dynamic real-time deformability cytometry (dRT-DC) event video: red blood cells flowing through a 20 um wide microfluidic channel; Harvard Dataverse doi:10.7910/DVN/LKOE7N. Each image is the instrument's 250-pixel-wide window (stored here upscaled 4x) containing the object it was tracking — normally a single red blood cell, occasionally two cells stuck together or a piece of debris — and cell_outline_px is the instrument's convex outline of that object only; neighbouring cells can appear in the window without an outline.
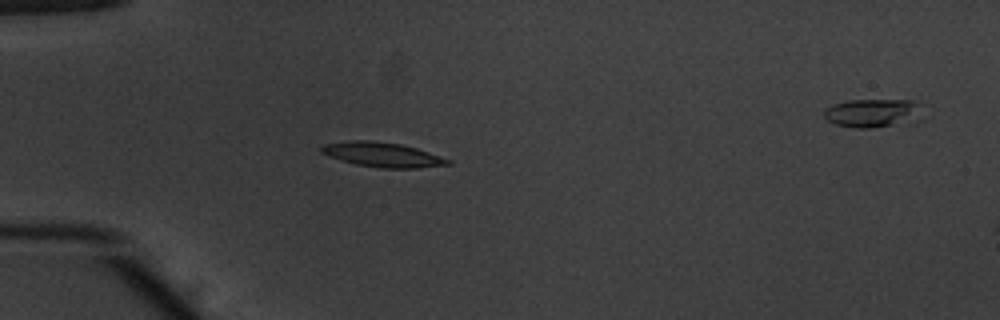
{"species": "common noctule bat (a hibernating species)", "species_latin": "Nyctalus noctula", "temperature_condition": "warm", "stored_images_in_passage": 54, "camera_frame_rate_fps": 3000, "um_per_image_px": 0.085, "animal": {"sex": "male", "body_mass_g": 20.1, "forearm_length_mm": 53.5}, "frame": {"image": 1, "passage_image": 17, "time_ms": 5.333, "image_size_px": [1000, 320], "cell_outline_px": [[452, 164], [416, 168], [380, 168], [356, 164], [320, 152], [320, 148], [324, 144], [348, 140], [368, 140], [400, 144], [416, 148], [452, 160]], "centroid_in_image_um": [32.54, 13.14], "position_along_channel_um": 52.5, "area_um2": 17.92}}
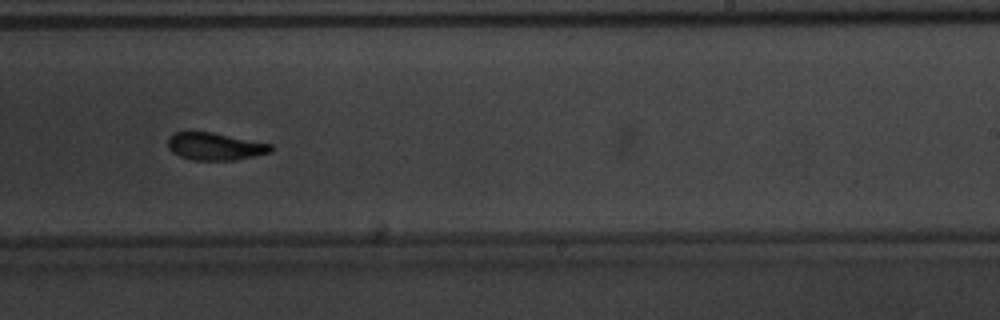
{"frame": {"image": 2, "passage_image": 35, "time_ms": 11.333, "image_size_px": [1000, 320], "cell_outline_px": [[272, 152], [236, 160], [192, 160], [180, 156], [172, 152], [168, 148], [168, 136], [172, 132], [212, 132], [272, 144]], "centroid_in_image_um": [18.26, 12.44], "position_along_channel_um": 270.7, "area_um2": 16.53}}
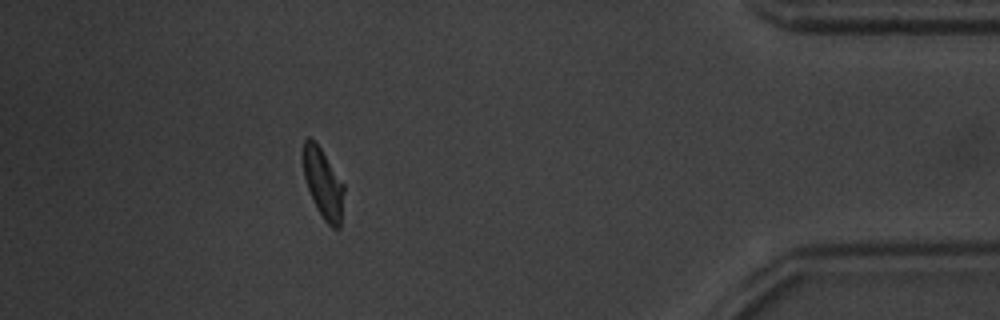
{"frame": {"image": 3, "passage_image": 49, "time_ms": 16.0, "image_size_px": [1000, 320], "cell_outline_px": [[344, 192], [340, 228], [332, 228], [324, 220], [316, 208], [312, 200], [304, 176], [304, 140], [308, 136], [320, 148], [344, 184]], "centroid_in_image_um": [27.48, 15.65], "position_along_channel_um": 407.7, "area_um2": 16.24}, "authors_computed_cell_mechanics": {"area_um2": 17.051, "velocity_mm_per_s": 3.8683, "shape_relaxation_time_tau1_ms": 2.125, "shape_relaxation_time_tau2_ms": 2.3783, "deformation_change_tau1": 0.1659, "deformation_change_tau2": 0.0909}}